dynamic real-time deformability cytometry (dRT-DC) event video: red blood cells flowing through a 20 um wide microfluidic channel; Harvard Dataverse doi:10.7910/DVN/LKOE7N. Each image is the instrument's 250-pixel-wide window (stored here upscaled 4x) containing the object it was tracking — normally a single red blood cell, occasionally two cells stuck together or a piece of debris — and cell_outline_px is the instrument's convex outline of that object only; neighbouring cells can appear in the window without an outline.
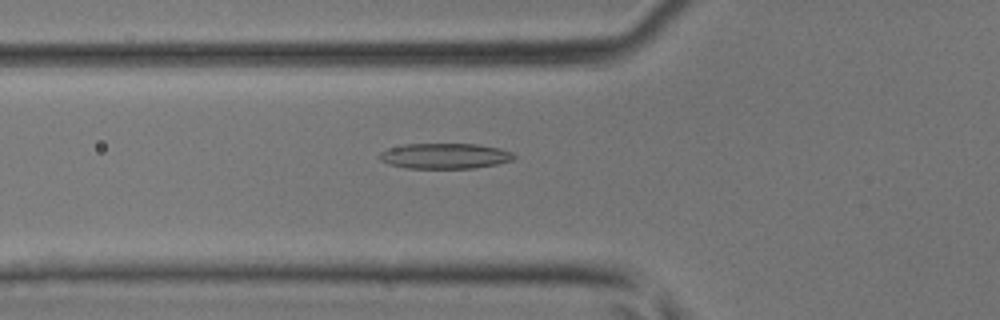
{"species": "common noctule bat (a hibernating species)", "species_latin": "Nyctalus noctula", "temperature_condition": "room temperature", "stored_images_in_passage": 32, "camera_frame_rate_fps": 3000, "um_per_image_px": 0.085, "animal": {"sex": "male", "body_mass_g": 17.9, "forearm_length_mm": 54.2}, "frame": {"image": 1, "passage_image": 6, "time_ms": 1.667, "image_size_px": [1000, 320], "cell_outline_px": [[516, 156], [512, 160], [496, 164], [472, 168], [408, 168], [388, 164], [380, 160], [376, 156], [380, 152], [388, 148], [404, 144], [476, 144], [500, 148], [512, 152]], "centroid_in_image_um": [37.77, 13.25], "position_along_channel_um": 88.0, "area_um2": 20.0}}
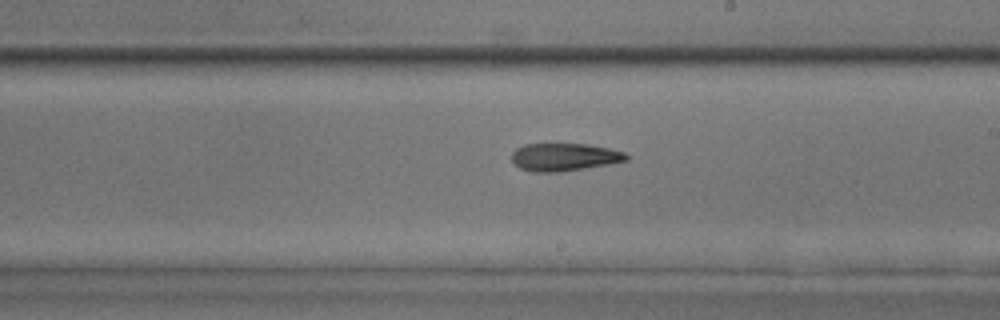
{"frame": {"image": 2, "passage_image": 16, "time_ms": 5.0, "image_size_px": [1000, 320], "cell_outline_px": [[628, 160], [608, 164], [560, 172], [532, 172], [520, 168], [512, 160], [512, 152], [516, 148], [524, 144], [588, 144], [608, 148], [624, 152], [628, 156]], "centroid_in_image_um": [47.94, 13.35], "position_along_channel_um": 241.1, "area_um2": 18.44}}
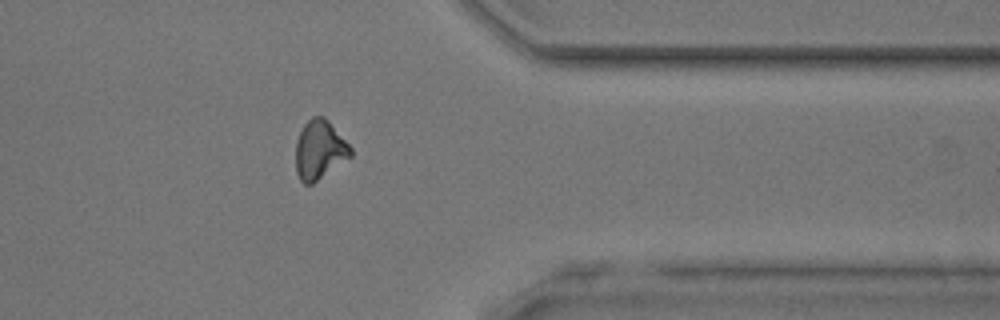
{"frame": {"image": 3, "passage_image": 26, "time_ms": 8.333, "image_size_px": [1000, 320], "cell_outline_px": [[352, 156], [312, 184], [304, 184], [300, 180], [296, 172], [296, 140], [304, 124], [312, 116], [324, 116], [328, 120], [352, 148]], "centroid_in_image_um": [27.16, 12.73], "position_along_channel_um": 384.2, "area_um2": 18.84}}